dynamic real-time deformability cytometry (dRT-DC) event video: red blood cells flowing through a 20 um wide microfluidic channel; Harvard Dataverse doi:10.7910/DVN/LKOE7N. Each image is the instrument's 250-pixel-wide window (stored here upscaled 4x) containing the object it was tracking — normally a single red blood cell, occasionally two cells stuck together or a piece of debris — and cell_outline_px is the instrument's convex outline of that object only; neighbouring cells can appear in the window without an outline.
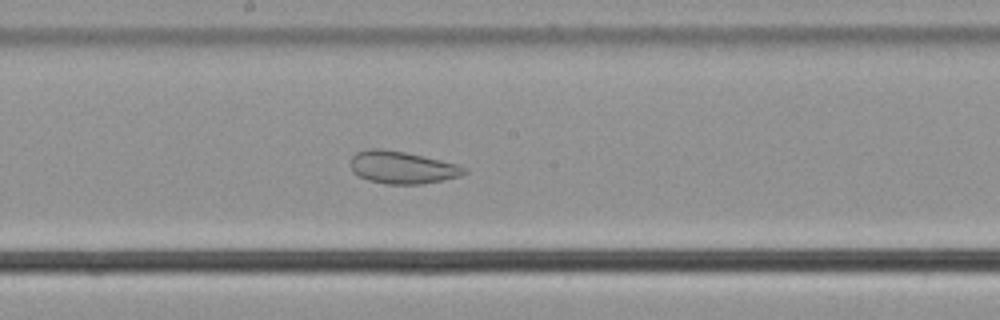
{"species": "common noctule bat (a hibernating species)", "species_latin": "Nyctalus noctula", "temperature_condition": "cold", "stored_images_in_passage": 59, "camera_frame_rate_fps": 3000, "um_per_image_px": 0.085, "animal": {"sex": "male", "body_mass_g": 21.5, "forearm_length_mm": 52.0}, "frame": {"image": 1, "passage_image": 32, "time_ms": 10.333, "image_size_px": [1000, 320], "cell_outline_px": [[468, 172], [460, 176], [420, 184], [384, 184], [368, 180], [352, 172], [352, 156], [356, 152], [372, 148], [380, 148], [404, 152], [440, 160], [456, 164], [468, 168]], "centroid_in_image_um": [34.18, 14.23], "position_along_channel_um": 214.0, "area_um2": 21.27}}
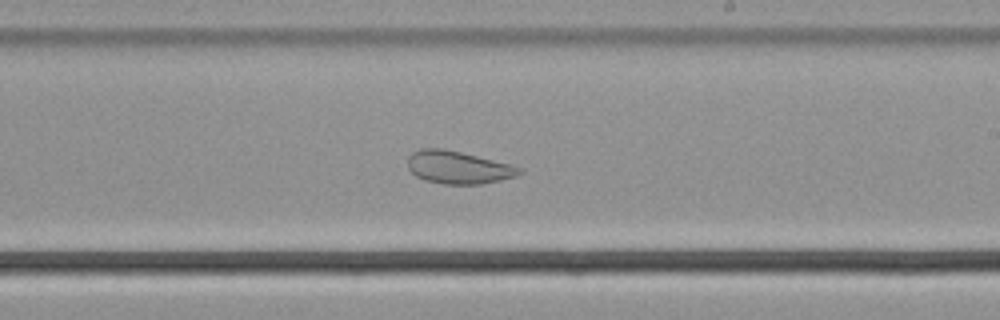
{"frame": {"image": 2, "passage_image": 35, "time_ms": 11.333, "image_size_px": [1000, 320], "cell_outline_px": [[524, 172], [516, 176], [500, 180], [480, 184], [444, 184], [424, 180], [416, 176], [408, 168], [408, 156], [412, 152], [420, 148], [444, 148], [524, 168]], "centroid_in_image_um": [38.93, 14.23], "position_along_channel_um": 250.1, "area_um2": 21.21}}
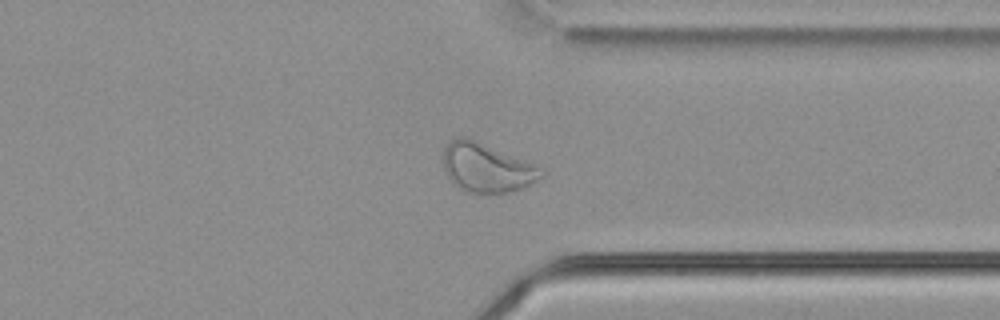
{"frame": {"image": 3, "passage_image": 45, "time_ms": 14.667, "image_size_px": [1000, 320], "cell_outline_px": [[544, 176], [524, 188], [508, 192], [464, 192], [456, 188], [448, 176], [444, 168], [444, 148], [448, 140], [456, 136], [468, 136], [532, 164], [544, 172]], "centroid_in_image_um": [41.31, 14.24], "position_along_channel_um": 370.1, "area_um2": 27.92}}